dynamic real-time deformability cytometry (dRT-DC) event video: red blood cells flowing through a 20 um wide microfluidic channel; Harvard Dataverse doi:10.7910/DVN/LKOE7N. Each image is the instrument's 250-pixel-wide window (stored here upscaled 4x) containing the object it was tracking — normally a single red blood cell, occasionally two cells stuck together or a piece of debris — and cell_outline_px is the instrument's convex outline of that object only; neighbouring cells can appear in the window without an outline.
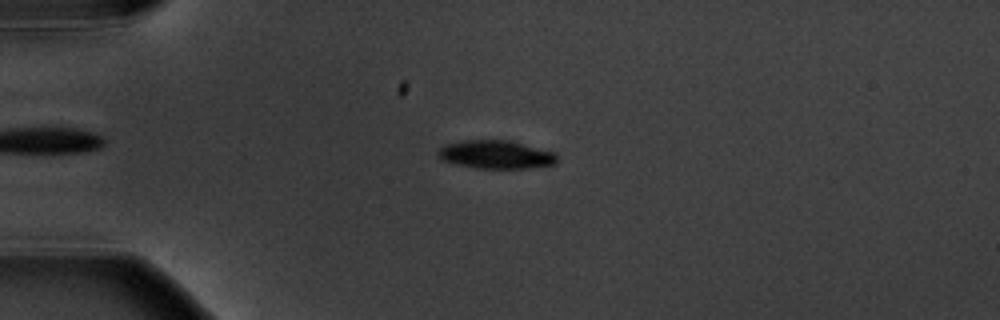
{"species": "common noctule bat (a hibernating species)", "species_latin": "Nyctalus noctula", "temperature_condition": "warm", "stored_images_in_passage": 5, "camera_frame_rate_fps": 3000, "um_per_image_px": 0.085, "animal": {"sex": "male", "body_mass_g": 20.1, "forearm_length_mm": 53.5}, "frame": {"image": 1, "passage_image": 4, "time_ms": 3.667, "image_size_px": [1000, 320], "cell_outline_px": [[556, 164], [528, 168], [476, 168], [444, 160], [436, 152], [444, 144], [460, 140], [512, 140], [556, 152]], "centroid_in_image_um": [42.19, 13.11], "position_along_channel_um": 42.8, "area_um2": 19.65}}